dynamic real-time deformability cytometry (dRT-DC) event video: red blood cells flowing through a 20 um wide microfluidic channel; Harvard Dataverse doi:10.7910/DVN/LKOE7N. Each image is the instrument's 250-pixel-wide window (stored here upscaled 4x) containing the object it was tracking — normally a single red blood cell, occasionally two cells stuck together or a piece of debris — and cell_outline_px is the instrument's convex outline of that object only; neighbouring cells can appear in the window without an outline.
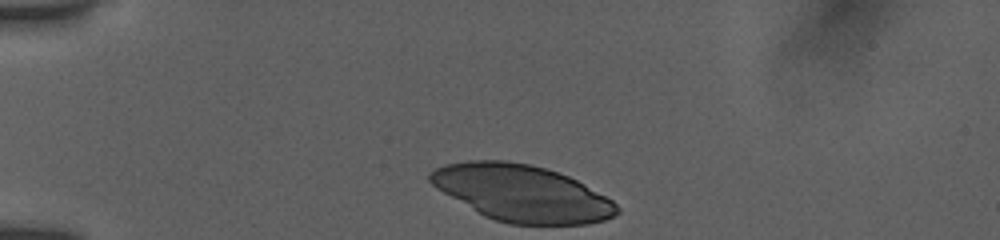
{"species": "human", "species_latin": "Homo sapiens", "temperature_condition": "room temperature", "stored_images_in_passage": 11, "camera_frame_rate_fps": 3000, "um_per_image_px": 0.085, "donor": {"sex": "female"}, "frame": {"image": 1, "passage_image": 1, "time_ms": 0.0, "image_size_px": [1000, 240], "cell_outline_px": [[620, 212], [604, 220], [588, 224], [508, 224], [484, 216], [436, 188], [428, 180], [428, 172], [444, 164], [468, 160], [504, 160], [528, 164], [544, 168], [568, 176], [584, 184], [612, 200], [620, 208]], "centroid_in_image_um": [44.33, 16.41], "position_along_channel_um": 40.7, "area_um2": 61.27}}